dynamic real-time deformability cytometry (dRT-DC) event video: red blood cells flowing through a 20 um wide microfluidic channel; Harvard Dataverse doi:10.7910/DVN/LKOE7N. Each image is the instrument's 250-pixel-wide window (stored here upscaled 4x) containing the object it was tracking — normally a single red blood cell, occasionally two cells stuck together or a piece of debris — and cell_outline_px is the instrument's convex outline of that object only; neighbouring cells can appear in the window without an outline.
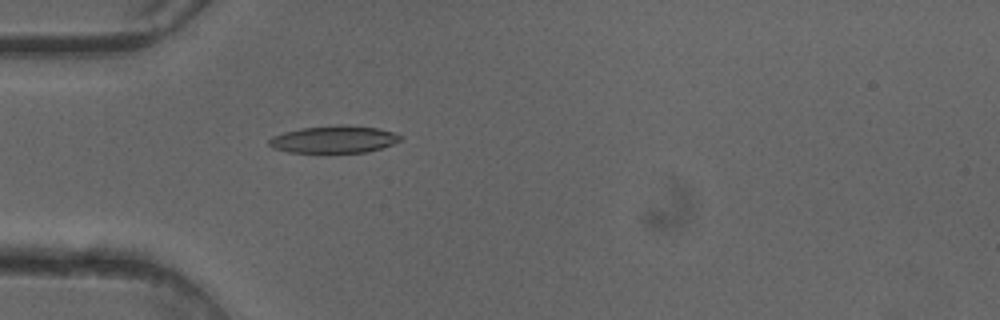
{"species": "common noctule bat (a hibernating species)", "species_latin": "Nyctalus noctula", "temperature_condition": "cold", "stored_images_in_passage": 50, "camera_frame_rate_fps": 3000, "um_per_image_px": 0.085, "animal": {"sex": "female"}, "frame": {"image": 1, "passage_image": 15, "time_ms": 4.667, "image_size_px": [1000, 320], "cell_outline_px": [[404, 140], [368, 152], [328, 156], [324, 156], [288, 152], [272, 148], [268, 144], [268, 140], [272, 136], [284, 132], [300, 128], [336, 124], [348, 124], [380, 128], [396, 132], [404, 136]], "centroid_in_image_um": [28.4, 11.89], "position_along_channel_um": 56.6, "area_um2": 22.54}}
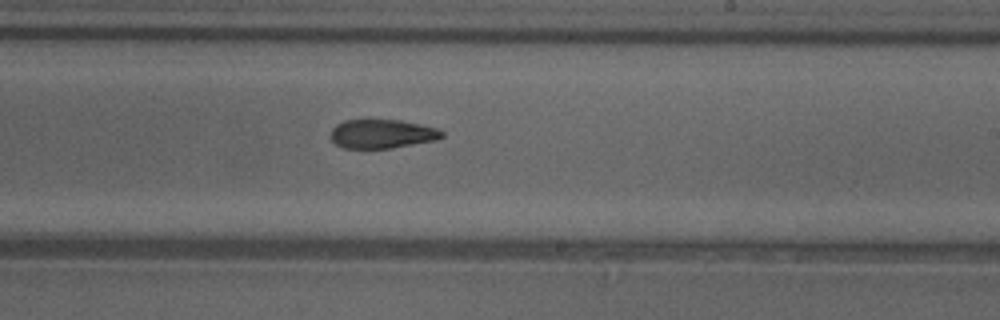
{"frame": {"image": 2, "passage_image": 30, "time_ms": 9.667, "image_size_px": [1000, 320], "cell_outline_px": [[444, 136], [436, 140], [388, 148], [340, 148], [328, 136], [332, 128], [336, 124], [344, 120], [400, 120], [420, 124], [436, 128], [444, 132]], "centroid_in_image_um": [32.42, 11.37], "position_along_channel_um": 256.6, "area_um2": 18.79}}
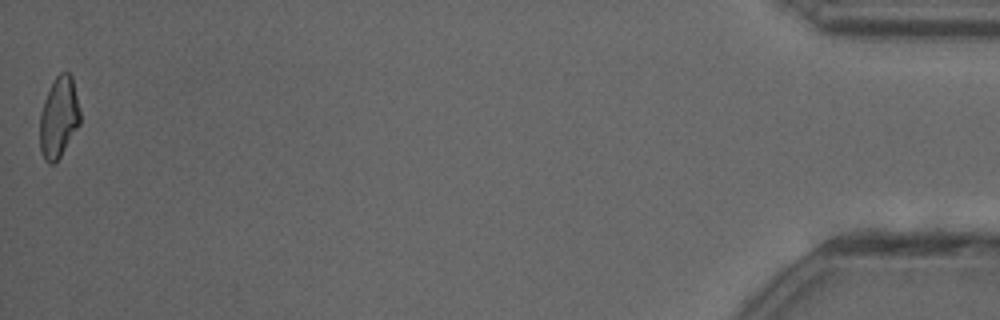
{"frame": {"image": 3, "passage_image": 50, "time_ms": 16.333, "image_size_px": [1000, 320], "cell_outline_px": [[80, 124], [56, 164], [48, 164], [44, 160], [40, 152], [40, 112], [44, 100], [56, 76], [60, 72], [68, 72], [72, 76], [80, 112]], "centroid_in_image_um": [4.99, 10.03], "position_along_channel_um": 430.2, "area_um2": 19.07}, "authors_computed_cell_mechanics": {"area_um2": 20.1722, "velocity_mm_per_s": 4.1064, "shape_relaxation_time_tau1_ms": null, "shape_relaxation_time_tau2_ms": 3.9476, "deformation_change_tau1": null, "deformation_change_tau2": 0.1209}}